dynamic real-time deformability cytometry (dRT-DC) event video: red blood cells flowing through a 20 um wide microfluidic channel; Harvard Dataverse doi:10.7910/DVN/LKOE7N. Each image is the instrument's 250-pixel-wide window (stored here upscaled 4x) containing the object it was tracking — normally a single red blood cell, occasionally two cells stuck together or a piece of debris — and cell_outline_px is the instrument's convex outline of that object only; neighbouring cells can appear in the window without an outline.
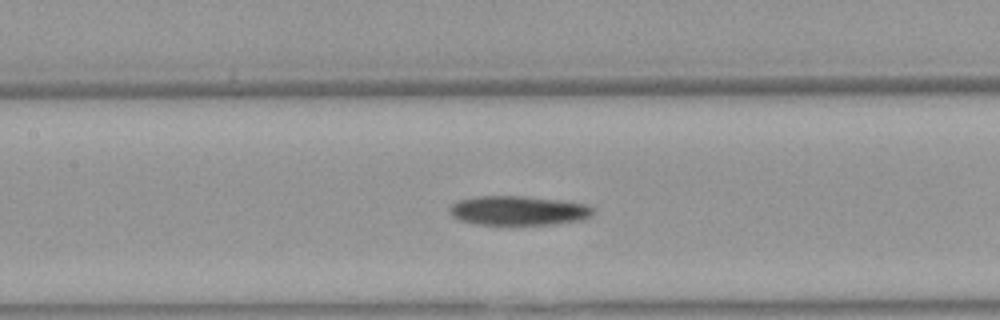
{"species": "Egyptian fruit bat (a non-hibernating species)", "species_latin": "Rousettus aegyptiacus", "temperature_condition": "warm", "stored_images_in_passage": 27, "camera_frame_rate_fps": 3000, "um_per_image_px": 0.085, "animal": {"sex": "female"}, "frame": {"image": 1, "passage_image": 9, "time_ms": 2.667, "image_size_px": [1000, 320], "cell_outline_px": [[596, 212], [592, 216], [584, 220], [552, 224], [476, 224], [460, 220], [452, 216], [448, 212], [448, 208], [452, 204], [460, 200], [472, 196], [524, 196], [560, 200], [584, 204], [596, 208]], "centroid_in_image_um": [44.09, 17.89], "position_along_channel_um": 163.3, "area_um2": 24.74}}
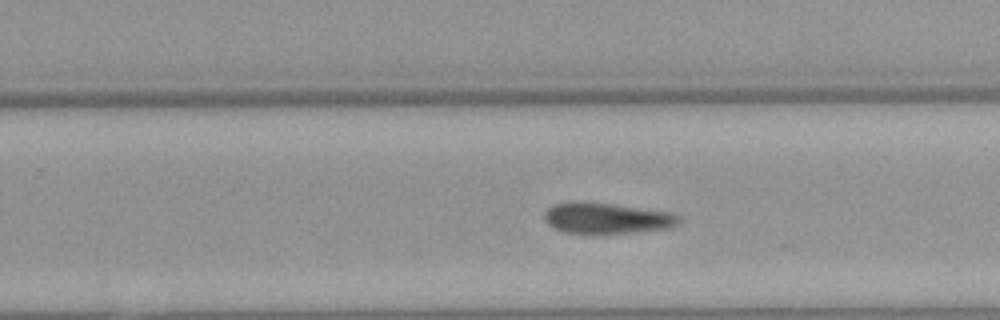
{"frame": {"image": 2, "passage_image": 18, "time_ms": 5.667, "image_size_px": [1000, 320], "cell_outline_px": [[680, 224], [672, 228], [600, 236], [564, 232], [548, 224], [544, 220], [544, 212], [552, 204], [572, 200], [580, 200], [612, 204], [672, 212], [680, 216]], "centroid_in_image_um": [51.56, 18.56], "position_along_channel_um": 278.2, "area_um2": 25.37}}
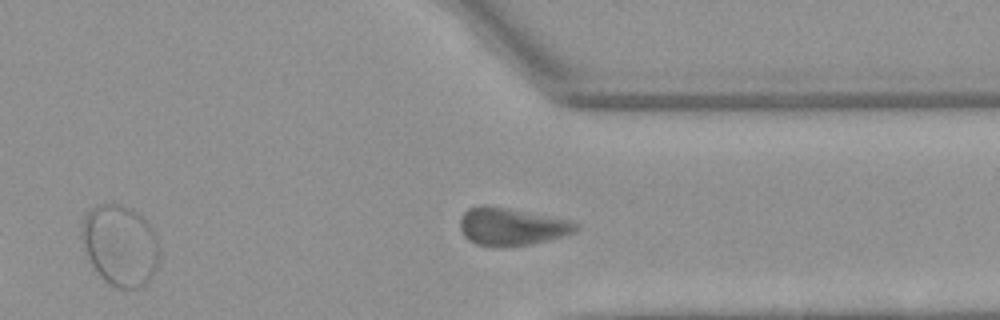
{"frame": {"image": 3, "passage_image": 25, "time_ms": 8.0, "image_size_px": [1000, 320], "cell_outline_px": [[580, 228], [576, 232], [564, 236], [532, 244], [504, 248], [492, 248], [476, 244], [468, 240], [464, 236], [460, 228], [460, 216], [468, 208], [480, 204], [508, 208], [572, 220], [580, 224]], "centroid_in_image_um": [43.49, 19.28], "position_along_channel_um": 367.9, "area_um2": 26.13}}